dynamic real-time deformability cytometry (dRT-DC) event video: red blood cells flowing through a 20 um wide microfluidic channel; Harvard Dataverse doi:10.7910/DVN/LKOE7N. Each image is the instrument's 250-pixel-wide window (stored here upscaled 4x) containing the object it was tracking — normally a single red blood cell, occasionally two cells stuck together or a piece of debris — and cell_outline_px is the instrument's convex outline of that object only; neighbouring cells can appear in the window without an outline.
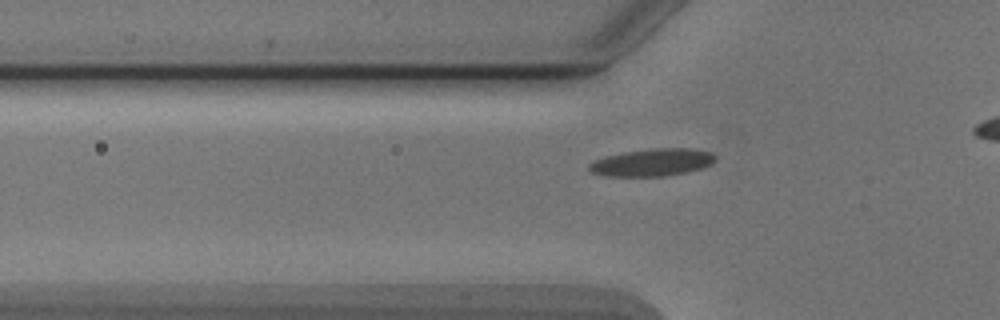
{"species": "Egyptian fruit bat (a non-hibernating species)", "species_latin": "Rousettus aegyptiacus", "temperature_condition": "cold", "stored_images_in_passage": 32, "camera_frame_rate_fps": 3000, "um_per_image_px": 0.085, "animal": {"sex": "male"}, "frame": {"image": 1, "passage_image": 4, "time_ms": 1.0, "image_size_px": [1000, 320], "cell_outline_px": [[716, 156], [708, 164], [700, 168], [688, 172], [664, 176], [604, 176], [592, 172], [588, 168], [588, 164], [592, 160], [604, 156], [624, 152], [652, 148], [692, 148], [712, 152]], "centroid_in_image_um": [55.38, 13.8], "position_along_channel_um": 70.4, "area_um2": 20.17}}
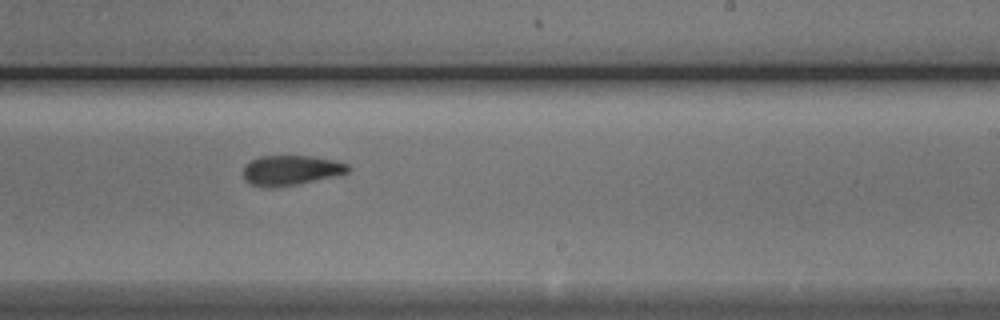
{"frame": {"image": 2, "passage_image": 19, "time_ms": 6.0, "image_size_px": [1000, 320], "cell_outline_px": [[352, 168], [348, 172], [336, 176], [296, 184], [252, 184], [244, 180], [244, 164], [260, 156], [312, 156], [336, 160], [348, 164]], "centroid_in_image_um": [24.81, 14.42], "position_along_channel_um": 264.2, "area_um2": 17.69}}
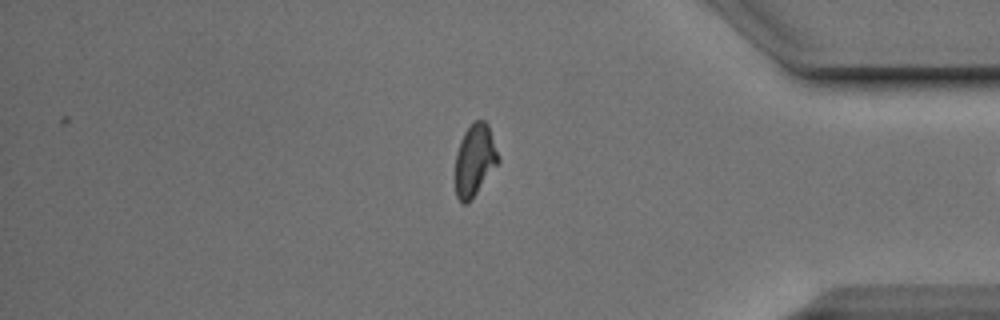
{"frame": {"image": 3, "passage_image": 31, "time_ms": 10.0, "image_size_px": [1000, 320], "cell_outline_px": [[500, 160], [468, 204], [464, 204], [456, 196], [456, 152], [460, 140], [464, 132], [472, 120], [484, 120], [488, 124]], "centroid_in_image_um": [40.34, 13.58], "position_along_channel_um": 394.9, "area_um2": 17.86}}